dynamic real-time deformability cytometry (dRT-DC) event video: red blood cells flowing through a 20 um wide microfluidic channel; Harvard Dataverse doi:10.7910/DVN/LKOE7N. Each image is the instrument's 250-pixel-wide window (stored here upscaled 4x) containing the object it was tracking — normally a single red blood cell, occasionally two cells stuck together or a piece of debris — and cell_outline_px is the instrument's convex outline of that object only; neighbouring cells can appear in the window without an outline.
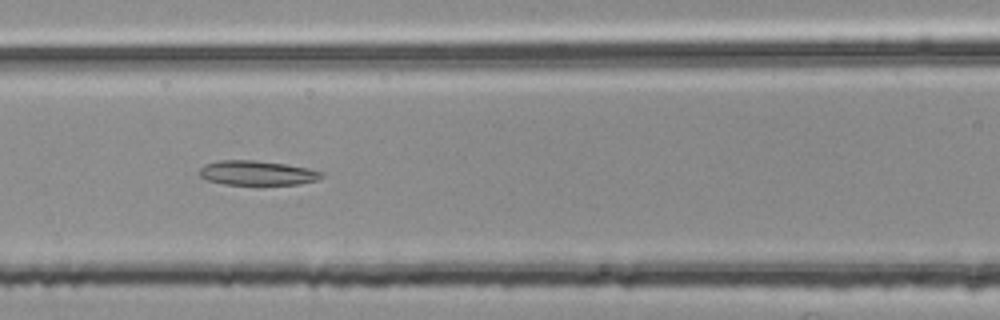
{"species": "common noctule bat (a hibernating species)", "species_latin": "Nyctalus noctula", "temperature_condition": "room temperature", "stored_images_in_passage": 54, "segment_of_instrument_passage": [2, 2], "camera_frame_rate_fps": 3000, "um_per_image_px": 0.085, "animal": {"sex": "female", "body_mass_g": 25.1}, "frame": {"image": 1, "passage_image": 24, "time_ms": 7.667, "image_size_px": [1000, 320], "cell_outline_px": [[324, 176], [316, 180], [300, 184], [224, 184], [208, 180], [200, 176], [200, 168], [204, 164], [220, 160], [252, 160], [288, 164], [308, 168], [324, 172]], "centroid_in_image_um": [21.88, 14.69], "position_along_channel_um": 144.7, "area_um2": 17.4}}
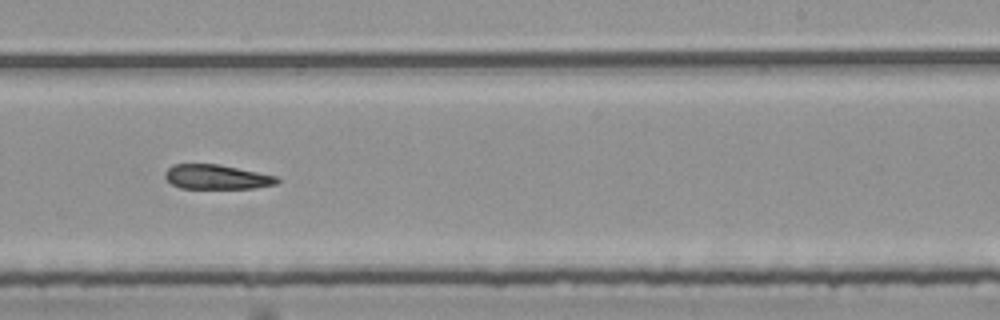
{"frame": {"image": 2, "passage_image": 34, "time_ms": 11.0, "image_size_px": [1000, 320], "cell_outline_px": [[280, 180], [276, 184], [252, 188], [180, 188], [172, 184], [164, 176], [164, 172], [172, 164], [220, 164], [276, 176]], "centroid_in_image_um": [18.39, 15.03], "position_along_channel_um": 270.6, "area_um2": 15.95}}
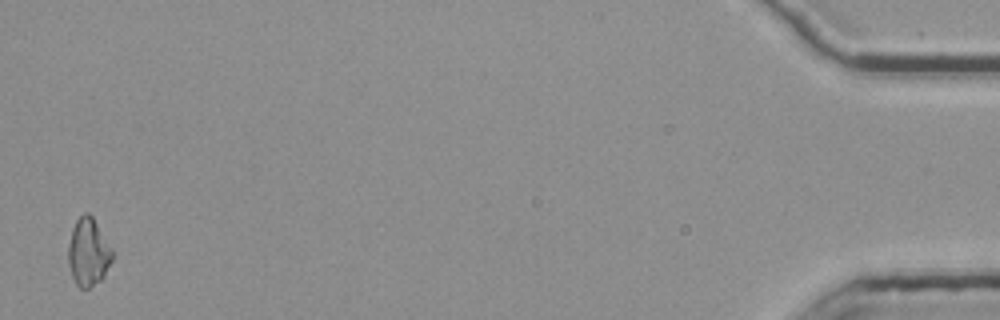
{"frame": {"image": 3, "passage_image": 54, "time_ms": 17.667, "image_size_px": [1000, 320], "cell_outline_px": [[112, 260], [104, 276], [100, 280], [88, 288], [80, 288], [76, 284], [72, 276], [68, 264], [68, 244], [72, 228], [76, 220], [84, 212], [88, 212], [92, 216], [112, 248]], "centroid_in_image_um": [7.49, 21.42], "position_along_channel_um": 427.7, "area_um2": 17.34}}